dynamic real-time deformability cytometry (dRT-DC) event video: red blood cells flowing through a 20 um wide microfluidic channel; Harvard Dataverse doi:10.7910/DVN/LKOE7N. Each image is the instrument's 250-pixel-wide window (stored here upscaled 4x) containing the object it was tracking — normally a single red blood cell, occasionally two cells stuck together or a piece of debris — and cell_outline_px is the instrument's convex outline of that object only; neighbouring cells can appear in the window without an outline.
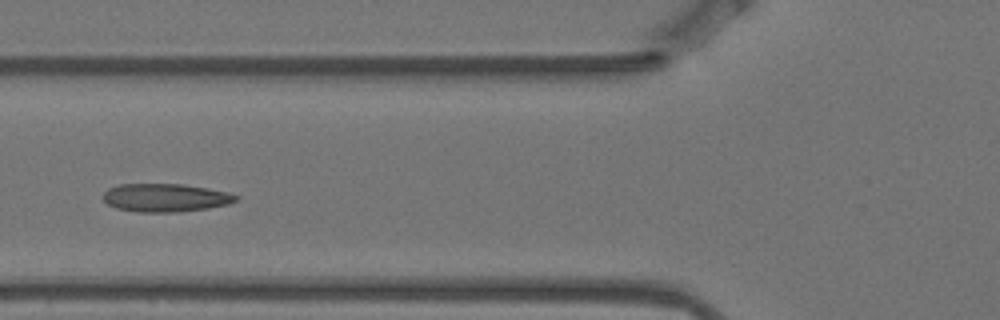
{"species": "Egyptian fruit bat (a non-hibernating species)", "species_latin": "Rousettus aegyptiacus", "temperature_condition": "warm", "stored_images_in_passage": 9, "camera_frame_rate_fps": 3000, "um_per_image_px": 0.085, "animal": {"sex": "female"}, "frame": {"image": 1, "passage_image": 6, "time_ms": 1.667, "image_size_px": [1000, 320], "cell_outline_px": [[240, 200], [228, 204], [208, 208], [180, 212], [136, 212], [116, 208], [108, 204], [100, 196], [108, 188], [120, 184], [184, 184], [208, 188], [228, 192], [240, 196]], "centroid_in_image_um": [14.07, 16.8], "position_along_channel_um": 111.7, "area_um2": 22.14}}
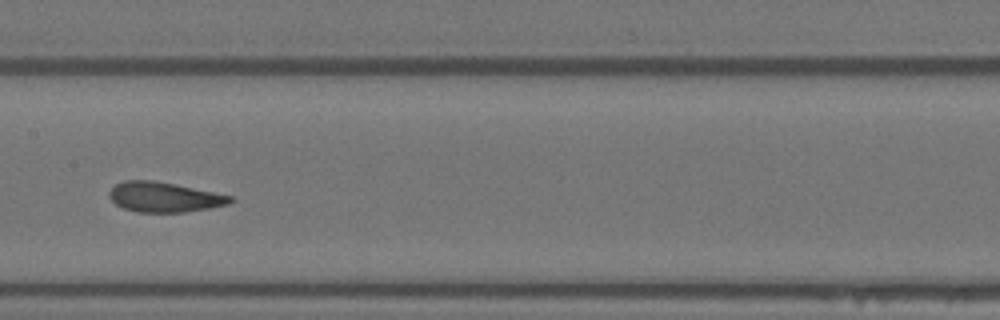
{"frame": {"image": 2, "passage_image": 8, "time_ms": 2.333, "image_size_px": [1000, 320], "cell_outline_px": [[236, 200], [228, 204], [212, 208], [184, 212], [136, 212], [124, 208], [116, 204], [108, 196], [108, 192], [116, 184], [124, 180], [152, 180], [232, 196]], "centroid_in_image_um": [13.95, 16.76], "position_along_channel_um": 193.5, "area_um2": 20.98}}
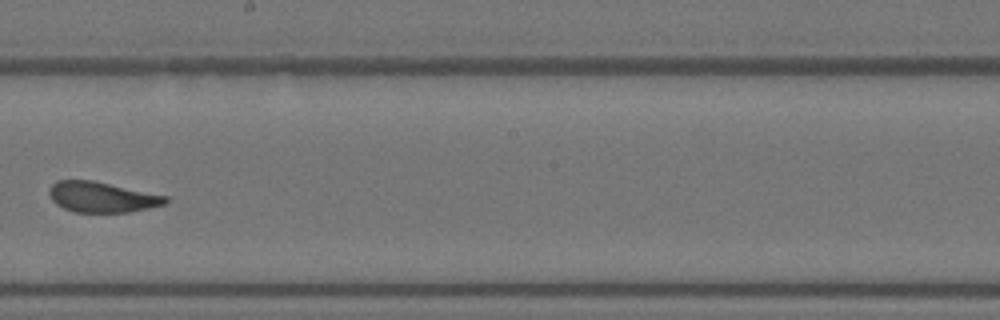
{"frame": {"image": 3, "passage_image": 9, "time_ms": 2.667, "image_size_px": [1000, 320], "cell_outline_px": [[168, 204], [128, 212], [76, 212], [64, 208], [56, 204], [52, 200], [48, 192], [52, 184], [56, 180], [92, 180], [168, 196]], "centroid_in_image_um": [8.67, 16.75], "position_along_channel_um": 239.5, "area_um2": 20.63}}